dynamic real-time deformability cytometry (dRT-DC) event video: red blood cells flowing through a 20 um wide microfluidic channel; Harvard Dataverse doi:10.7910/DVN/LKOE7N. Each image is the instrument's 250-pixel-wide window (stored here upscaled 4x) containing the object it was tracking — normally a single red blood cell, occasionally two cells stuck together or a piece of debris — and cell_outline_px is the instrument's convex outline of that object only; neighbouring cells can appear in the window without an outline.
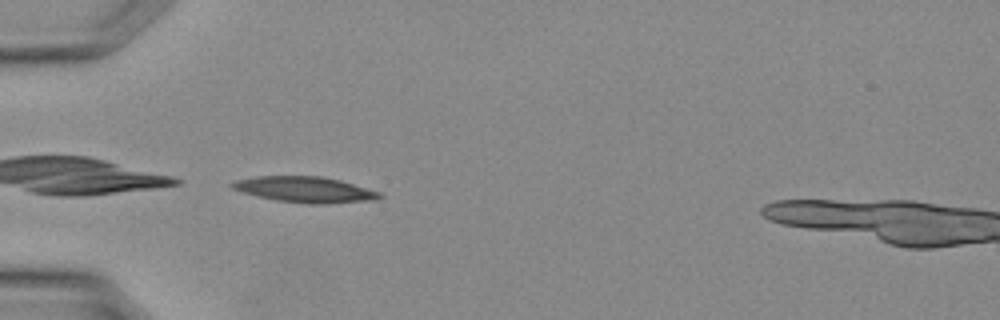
{"species": "Egyptian fruit bat (a non-hibernating species)", "species_latin": "Rousettus aegyptiacus", "temperature_condition": "warm", "stored_images_in_passage": 3, "camera_frame_rate_fps": 3000, "um_per_image_px": 0.085, "animal": {"sex": "female"}, "frame": {"image": 1, "passage_image": 3, "time_ms": 0.667, "image_size_px": [1000, 320], "cell_outline_px": [[384, 196], [376, 200], [324, 204], [308, 204], [276, 200], [244, 192], [232, 188], [228, 184], [236, 180], [260, 176], [320, 176], [340, 180], [380, 192]], "centroid_in_image_um": [25.96, 16.11], "position_along_channel_um": 59.0, "area_um2": 22.02}}